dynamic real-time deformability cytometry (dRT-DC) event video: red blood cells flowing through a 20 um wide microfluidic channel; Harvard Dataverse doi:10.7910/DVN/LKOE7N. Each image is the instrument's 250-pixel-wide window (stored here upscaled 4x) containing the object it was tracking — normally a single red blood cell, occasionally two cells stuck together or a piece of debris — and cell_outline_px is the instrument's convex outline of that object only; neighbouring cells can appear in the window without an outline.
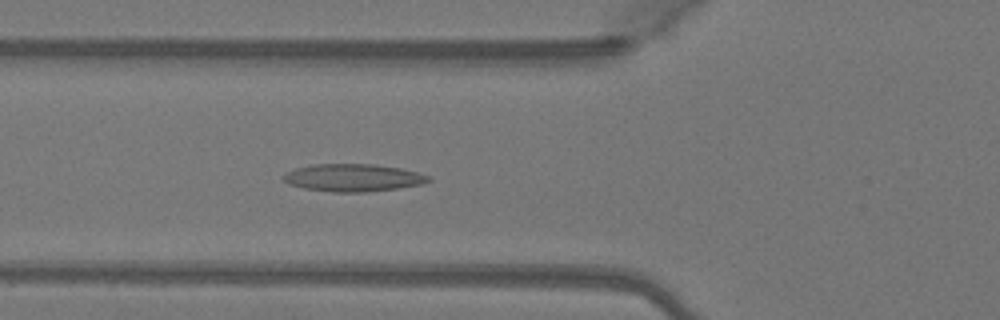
{"species": "Egyptian fruit bat (a non-hibernating species)", "species_latin": "Rousettus aegyptiacus", "temperature_condition": "warm", "stored_images_in_passage": 48, "camera_frame_rate_fps": 3000, "um_per_image_px": 0.085, "animal": {"sex": "female"}, "frame": {"image": 1, "passage_image": 17, "time_ms": 5.333, "image_size_px": [1000, 320], "cell_outline_px": [[432, 180], [424, 184], [396, 188], [364, 192], [332, 192], [304, 188], [288, 184], [284, 180], [284, 176], [288, 172], [296, 168], [312, 164], [376, 164], [400, 168], [416, 172], [428, 176]], "centroid_in_image_um": [30.02, 15.1], "position_along_channel_um": 95.8, "area_um2": 23.12}}
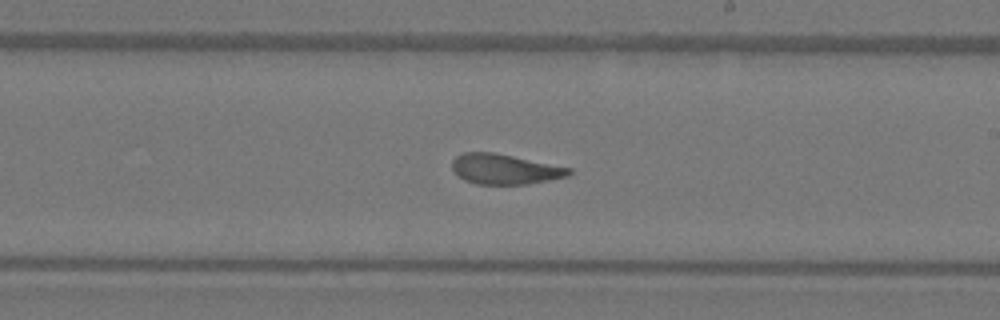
{"frame": {"image": 2, "passage_image": 28, "time_ms": 9.0, "image_size_px": [1000, 320], "cell_outline_px": [[572, 172], [568, 176], [528, 184], [476, 184], [464, 180], [452, 168], [452, 160], [456, 156], [464, 152], [496, 152], [572, 168]], "centroid_in_image_um": [42.91, 14.37], "position_along_channel_um": 246.1, "area_um2": 20.58}}
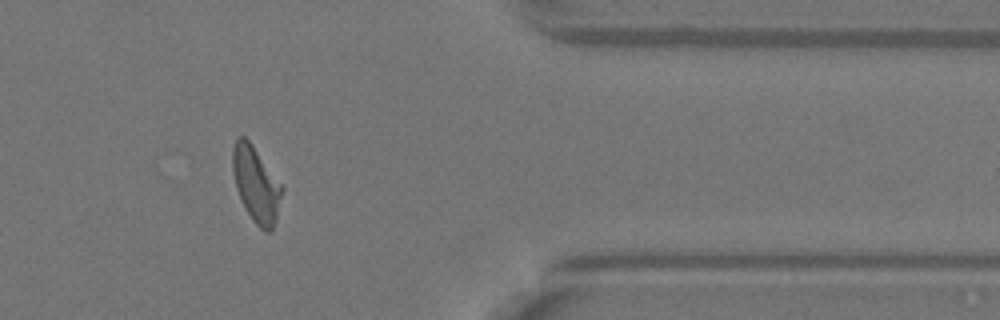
{"frame": {"image": 3, "passage_image": 40, "time_ms": 13.0, "image_size_px": [1000, 320], "cell_outline_px": [[284, 188], [276, 220], [272, 228], [268, 232], [264, 232], [252, 220], [240, 200], [236, 188], [232, 172], [232, 148], [236, 140], [240, 136], [244, 136], [248, 140]], "centroid_in_image_um": [21.75, 15.7], "position_along_channel_um": 389.7, "area_um2": 21.5}, "authors_computed_cell_mechanics": {"area_um2": 21.675, "velocity_mm_per_s": 4.0974, "shape_relaxation_time_tau1_ms": 9.4575, "shape_relaxation_time_tau2_ms": 1.5656, "deformation_change_tau1": 0.2469, "deformation_change_tau2": 0.0908}}